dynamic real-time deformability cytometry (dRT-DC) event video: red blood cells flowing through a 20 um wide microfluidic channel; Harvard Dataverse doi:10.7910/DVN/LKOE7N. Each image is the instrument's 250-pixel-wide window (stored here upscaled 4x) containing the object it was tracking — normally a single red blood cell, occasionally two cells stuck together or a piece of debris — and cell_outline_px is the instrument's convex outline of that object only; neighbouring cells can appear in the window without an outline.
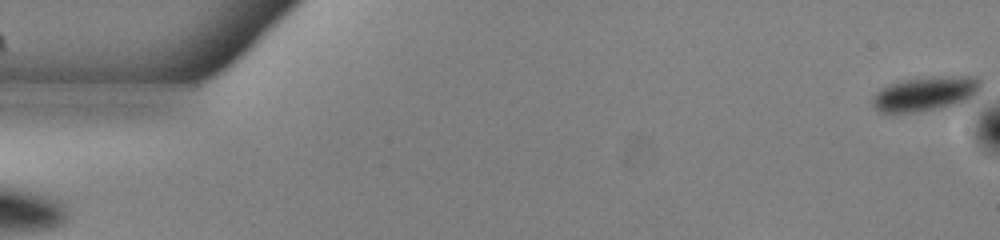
{"species": "common noctule bat (a hibernating species)", "species_latin": "Nyctalus noctula", "temperature_condition": "warm", "stored_images_in_passage": 37, "camera_frame_rate_fps": 3000, "um_per_image_px": 0.085, "animal": {"sex": "male", "body_mass_g": 13.0, "forearm_length_mm": 53.1}, "frame": {"image": 1, "passage_image": 1, "time_ms": 0.0, "image_size_px": [1000, 240], "cell_outline_px": [[984, 84], [980, 92], [968, 104], [920, 112], [880, 112], [872, 104], [872, 96], [880, 88], [888, 84], [900, 80], [916, 76], [980, 76], [984, 80]], "centroid_in_image_um": [78.8, 7.94], "position_along_channel_um": 6.2, "area_um2": 23.29}}
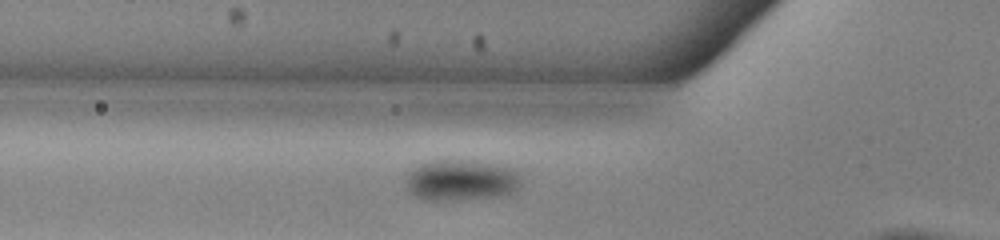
{"frame": {"image": 2, "passage_image": 19, "time_ms": 6.0, "image_size_px": [1000, 240], "cell_outline_px": [[520, 184], [512, 192], [504, 196], [444, 200], [428, 200], [416, 196], [404, 184], [404, 176], [408, 172], [420, 164], [432, 160], [468, 160], [500, 164], [512, 168], [520, 172]], "centroid_in_image_um": [39.2, 15.29], "position_along_channel_um": 86.6, "area_um2": 27.74}}
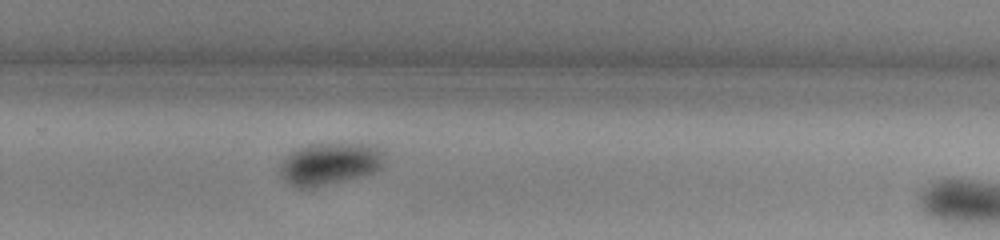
{"frame": {"image": 3, "passage_image": 36, "time_ms": 11.667, "image_size_px": [1000, 240], "cell_outline_px": [[384, 160], [380, 168], [376, 172], [364, 176], [312, 188], [296, 188], [280, 176], [280, 164], [292, 152], [308, 144], [368, 144], [384, 152]], "centroid_in_image_um": [28.04, 13.95], "position_along_channel_um": 301.8, "area_um2": 25.55}}